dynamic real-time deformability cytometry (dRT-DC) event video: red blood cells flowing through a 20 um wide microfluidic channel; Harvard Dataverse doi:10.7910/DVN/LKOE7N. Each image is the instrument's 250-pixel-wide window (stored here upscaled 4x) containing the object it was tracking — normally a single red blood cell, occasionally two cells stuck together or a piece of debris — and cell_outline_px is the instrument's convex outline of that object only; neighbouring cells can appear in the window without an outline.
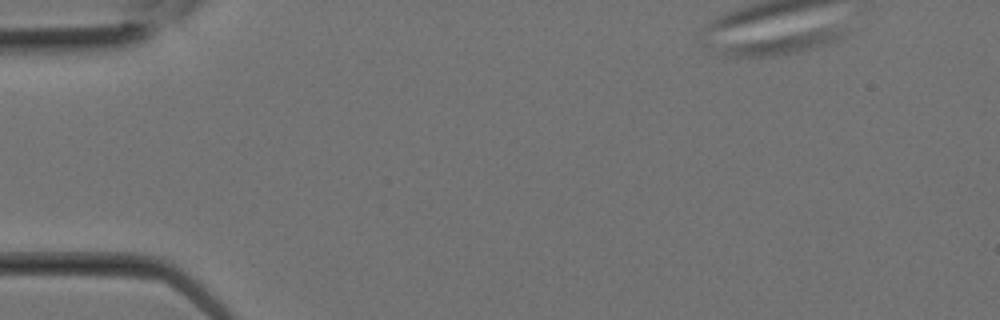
{"species": "Egyptian fruit bat (a non-hibernating species)", "species_latin": "Rousettus aegyptiacus", "temperature_condition": "room temperature", "stored_images_in_passage": 16, "segment_of_instrument_passage": [1, 2], "camera_frame_rate_fps": 3000, "um_per_image_px": 0.085, "animal": {"sex": "female"}, "frame": {"image": 1, "passage_image": 1, "time_ms": 0.0, "image_size_px": [1000, 320], "cell_outline_px": [[852, 32], [828, 44], [776, 56], [724, 56], [724, 48], [732, 44], [820, 28], [828, 28]], "centroid_in_image_um": [66.75, 3.67], "position_along_channel_um": 18.3, "area_um2": 14.05}}